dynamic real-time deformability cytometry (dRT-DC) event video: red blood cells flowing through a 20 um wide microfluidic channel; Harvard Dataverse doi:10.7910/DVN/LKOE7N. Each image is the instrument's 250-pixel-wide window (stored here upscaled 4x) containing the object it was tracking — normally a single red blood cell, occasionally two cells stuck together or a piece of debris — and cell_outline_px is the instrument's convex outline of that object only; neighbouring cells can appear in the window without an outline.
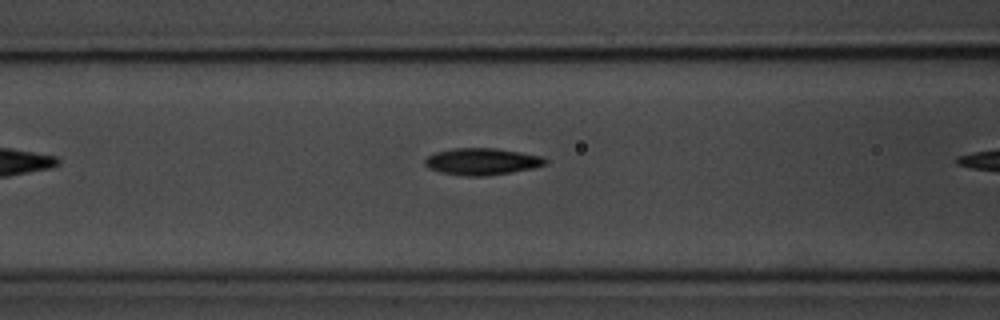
{"species": "common noctule bat (a hibernating species)", "species_latin": "Nyctalus noctula", "temperature_condition": "room temperature", "stored_images_in_passage": 9, "camera_frame_rate_fps": 3000, "um_per_image_px": 0.085, "animal": {"sex": "male", "body_mass_g": 20.1, "forearm_length_mm": 53.5}, "frame": {"image": 1, "passage_image": 8, "time_ms": 2.333, "image_size_px": [1000, 320], "cell_outline_px": [[548, 164], [532, 168], [484, 176], [468, 176], [440, 172], [428, 168], [424, 164], [424, 160], [428, 156], [436, 152], [452, 148], [496, 148], [544, 156], [548, 160]], "centroid_in_image_um": [40.97, 13.72], "position_along_channel_um": 125.6, "area_um2": 18.79}}